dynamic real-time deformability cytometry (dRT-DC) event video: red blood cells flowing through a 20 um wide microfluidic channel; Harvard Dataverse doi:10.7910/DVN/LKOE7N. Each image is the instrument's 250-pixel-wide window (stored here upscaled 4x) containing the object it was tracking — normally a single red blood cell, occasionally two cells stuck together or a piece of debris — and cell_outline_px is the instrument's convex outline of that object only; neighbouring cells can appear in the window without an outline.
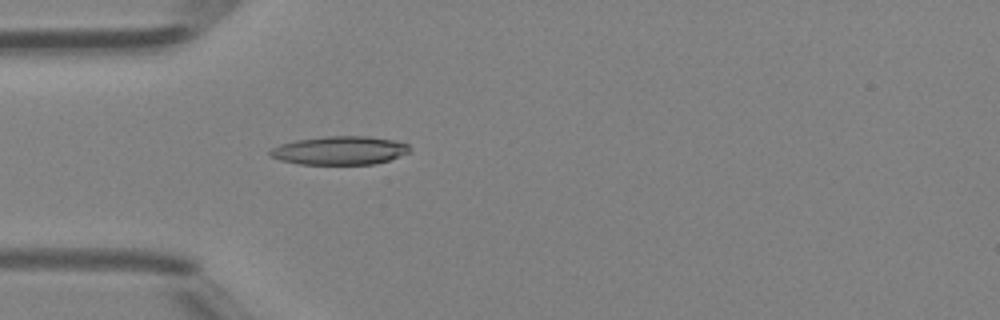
{"species": "Egyptian fruit bat (a non-hibernating species)", "species_latin": "Rousettus aegyptiacus", "temperature_condition": "room temperature", "stored_images_in_passage": 46, "camera_frame_rate_fps": 3000, "um_per_image_px": 0.085, "animal": {"sex": "female"}, "frame": {"image": 1, "passage_image": 13, "time_ms": 4.0, "image_size_px": [1000, 320], "cell_outline_px": [[412, 148], [408, 152], [388, 160], [372, 164], [300, 164], [280, 160], [268, 156], [268, 152], [272, 148], [280, 144], [296, 140], [324, 136], [368, 136], [392, 140], [408, 144]], "centroid_in_image_um": [28.83, 12.78], "position_along_channel_um": 56.2, "area_um2": 23.12}}
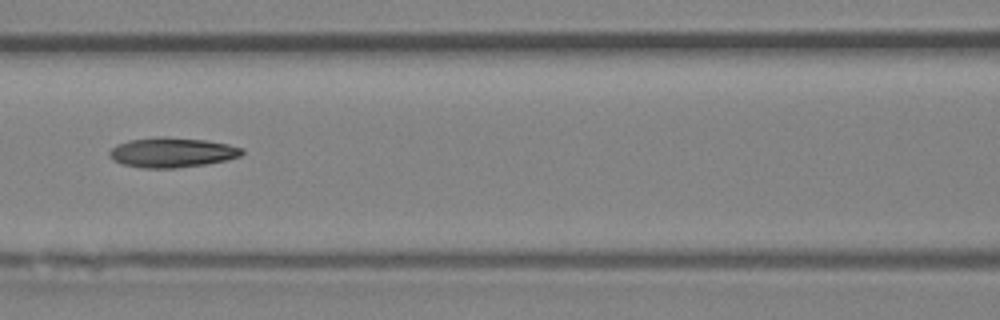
{"frame": {"image": 2, "passage_image": 20, "time_ms": 6.333, "image_size_px": [1000, 320], "cell_outline_px": [[244, 152], [240, 156], [228, 160], [204, 164], [176, 168], [140, 168], [124, 164], [112, 160], [108, 156], [108, 152], [116, 144], [128, 140], [156, 136], [160, 136], [204, 140], [228, 144], [244, 148]], "centroid_in_image_um": [14.59, 12.95], "position_along_channel_um": 152.0, "area_um2": 23.24}}
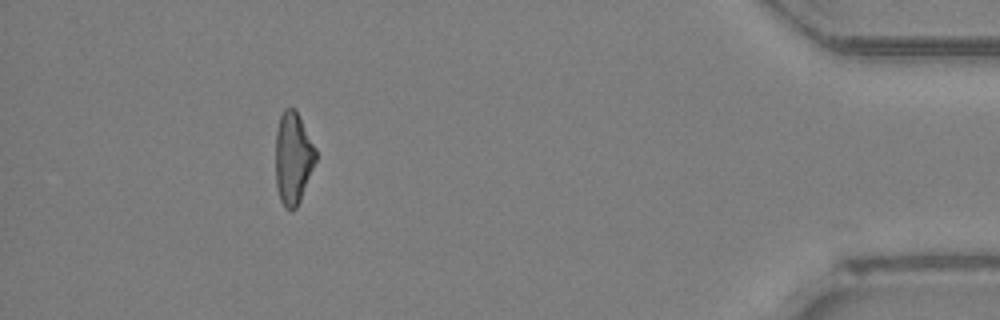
{"frame": {"image": 3, "passage_image": 42, "time_ms": 13.667, "image_size_px": [1000, 320], "cell_outline_px": [[316, 160], [300, 200], [296, 208], [292, 212], [284, 208], [280, 200], [276, 188], [276, 128], [280, 116], [284, 108], [296, 108], [316, 148]], "centroid_in_image_um": [24.9, 13.43], "position_along_channel_um": 410.3, "area_um2": 21.79}, "authors_computed_cell_mechanics": {"area_um2": 22.5998, "velocity_mm_per_s": 4.34, "shape_relaxation_time_tau1_ms": 6.3172, "shape_relaxation_time_tau2_ms": 4.1588, "deformation_change_tau1": 0.1583, "deformation_change_tau2": 0.1329}}